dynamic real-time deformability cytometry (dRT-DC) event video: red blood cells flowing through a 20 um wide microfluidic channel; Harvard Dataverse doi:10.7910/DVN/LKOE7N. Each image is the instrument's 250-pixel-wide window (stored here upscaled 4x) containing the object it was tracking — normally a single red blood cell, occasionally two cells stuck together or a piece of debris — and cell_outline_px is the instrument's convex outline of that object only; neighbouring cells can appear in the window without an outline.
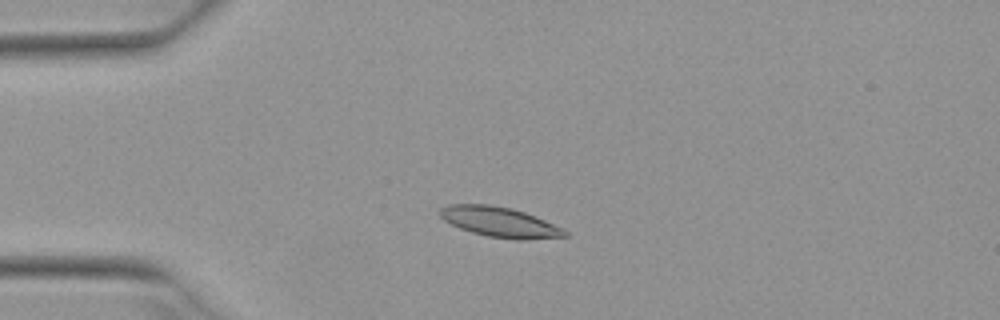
{"species": "Egyptian fruit bat (a non-hibernating species)", "species_latin": "Rousettus aegyptiacus", "temperature_condition": "warm", "stored_images_in_passage": 50, "camera_frame_rate_fps": 3000, "um_per_image_px": 0.085, "animal": {"sex": "female"}, "frame": {"image": 1, "passage_image": 11, "time_ms": 3.333, "image_size_px": [1000, 320], "cell_outline_px": [[568, 236], [524, 240], [516, 240], [488, 236], [472, 232], [460, 228], [444, 220], [440, 216], [440, 208], [448, 204], [488, 204], [512, 208], [524, 212], [544, 220], [568, 232]], "centroid_in_image_um": [42.45, 18.87], "position_along_channel_um": 42.5, "area_um2": 21.68}}
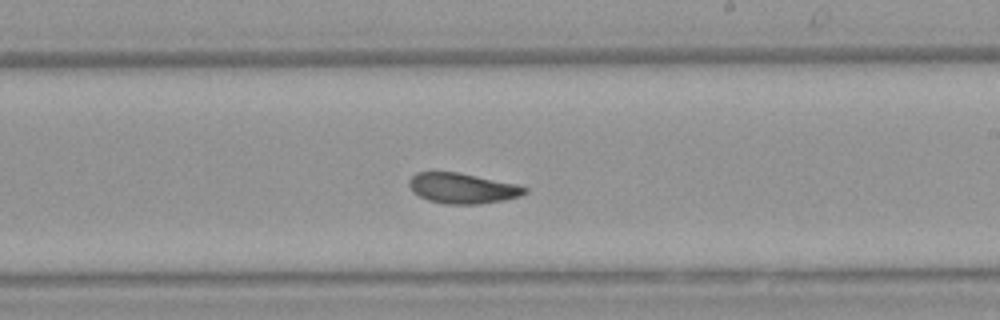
{"frame": {"image": 2, "passage_image": 29, "time_ms": 9.333, "image_size_px": [1000, 320], "cell_outline_px": [[528, 192], [520, 196], [504, 200], [480, 204], [444, 204], [428, 200], [412, 192], [408, 184], [408, 180], [416, 172], [460, 172], [516, 184], [528, 188]], "centroid_in_image_um": [39.3, 16.0], "position_along_channel_um": 249.7, "area_um2": 20.63}}
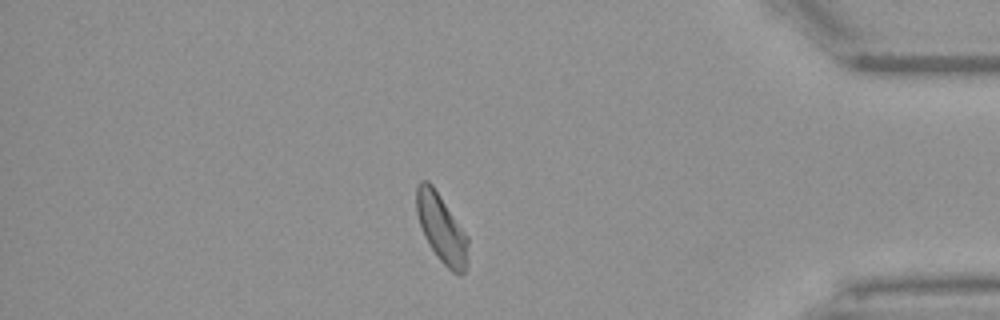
{"frame": {"image": 3, "passage_image": 43, "time_ms": 14.0, "image_size_px": [1000, 320], "cell_outline_px": [[468, 244], [464, 272], [460, 276], [452, 272], [440, 260], [428, 244], [424, 236], [416, 212], [416, 188], [420, 180], [428, 180], [432, 184], [468, 236]], "centroid_in_image_um": [37.51, 19.39], "position_along_channel_um": 397.7, "area_um2": 20.4}, "authors_computed_cell_mechanics": {"area_um2": 20.5768, "velocity_mm_per_s": 3.8995, "shape_relaxation_time_tau1_ms": 6.0655, "shape_relaxation_time_tau2_ms": 2.2465, "deformation_change_tau1": 0.1333, "deformation_change_tau2": 0.0738}}